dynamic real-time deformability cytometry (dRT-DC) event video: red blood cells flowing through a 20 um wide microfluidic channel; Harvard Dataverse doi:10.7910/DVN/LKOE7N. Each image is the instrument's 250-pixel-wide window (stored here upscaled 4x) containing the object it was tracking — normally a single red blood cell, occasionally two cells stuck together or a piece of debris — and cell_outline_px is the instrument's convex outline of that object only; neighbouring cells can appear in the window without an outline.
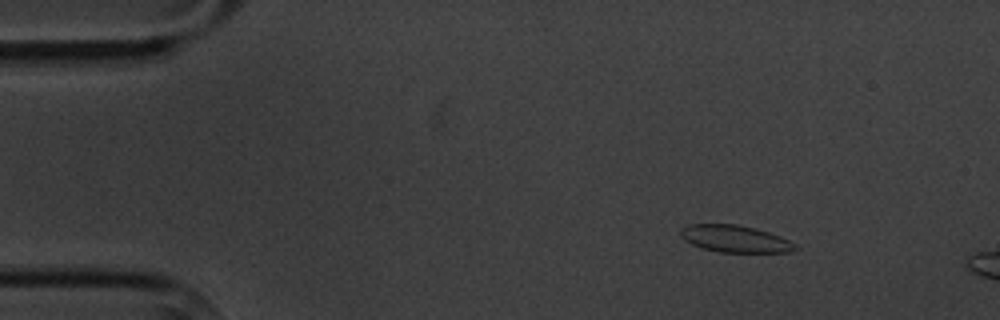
{"species": "common noctule bat (a hibernating species)", "species_latin": "Nyctalus noctula", "temperature_condition": "cold", "stored_images_in_passage": 5, "camera_frame_rate_fps": 3000, "um_per_image_px": 0.085, "animal": {"sex": "male", "body_mass_g": 20.1, "forearm_length_mm": 53.5}, "frame": {"image": 1, "passage_image": 3, "time_ms": 2.333, "image_size_px": [1000, 320], "cell_outline_px": [[800, 248], [792, 252], [720, 252], [704, 248], [692, 244], [684, 240], [680, 236], [680, 228], [688, 224], [736, 224], [756, 228], [780, 236], [796, 244]], "centroid_in_image_um": [62.49, 20.29], "position_along_channel_um": 22.5, "area_um2": 18.15}}